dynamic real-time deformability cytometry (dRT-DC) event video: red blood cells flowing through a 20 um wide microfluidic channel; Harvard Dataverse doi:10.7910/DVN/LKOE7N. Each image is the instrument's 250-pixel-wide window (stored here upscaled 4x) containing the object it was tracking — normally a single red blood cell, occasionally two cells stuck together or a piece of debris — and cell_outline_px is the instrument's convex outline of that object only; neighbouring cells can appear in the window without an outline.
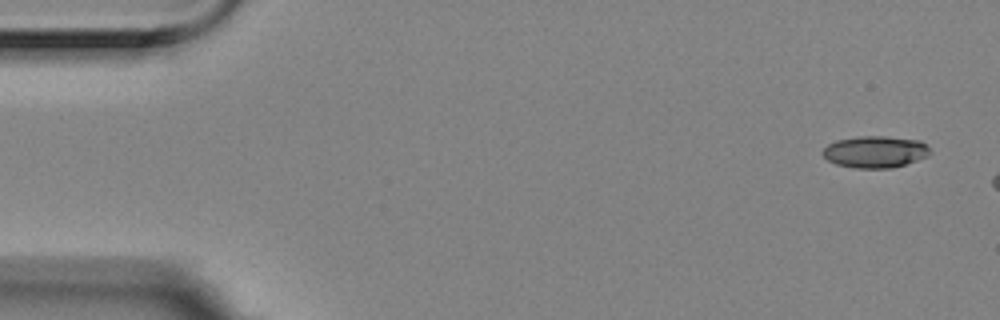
{"species": "Egyptian fruit bat (a non-hibernating species)", "species_latin": "Rousettus aegyptiacus", "temperature_condition": "room temperature", "stored_images_in_passage": 3, "camera_frame_rate_fps": 3000, "um_per_image_px": 0.085, "animal": {"sex": "female"}, "frame": {"image": 1, "passage_image": 1, "time_ms": 0.0, "image_size_px": [1000, 320], "cell_outline_px": [[932, 152], [928, 156], [892, 168], [856, 168], [836, 164], [828, 160], [820, 152], [828, 144], [836, 140], [860, 136], [884, 136], [920, 140]], "centroid_in_image_um": [74.37, 12.9], "position_along_channel_um": 10.6, "area_um2": 19.83}}